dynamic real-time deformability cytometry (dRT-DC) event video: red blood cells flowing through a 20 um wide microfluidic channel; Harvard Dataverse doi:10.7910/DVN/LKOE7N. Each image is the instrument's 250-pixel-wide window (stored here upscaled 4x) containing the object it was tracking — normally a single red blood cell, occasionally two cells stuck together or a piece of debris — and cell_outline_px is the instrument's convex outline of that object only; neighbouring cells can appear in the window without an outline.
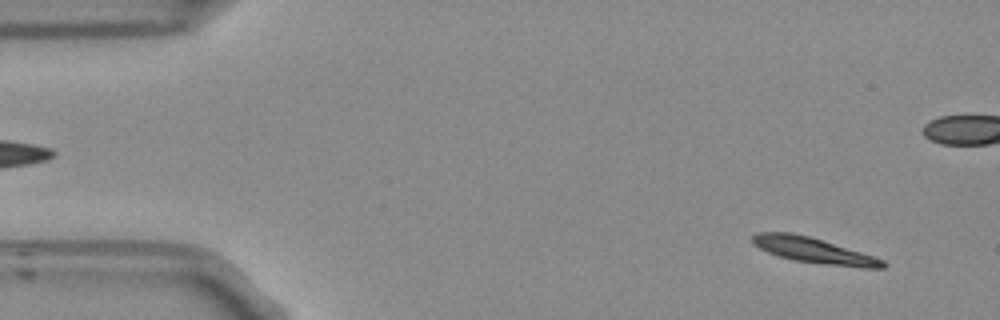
{"species": "Egyptian fruit bat (a non-hibernating species)", "species_latin": "Rousettus aegyptiacus", "temperature_condition": "room temperature", "stored_images_in_passage": 54, "camera_frame_rate_fps": 3000, "um_per_image_px": 0.085, "frame": {"image": 1, "passage_image": 3, "time_ms": 0.667, "image_size_px": [1000, 320], "cell_outline_px": [[888, 264], [884, 268], [864, 268], [792, 260], [768, 252], [752, 244], [752, 236], [756, 232], [792, 232], [808, 236], [860, 252], [884, 260]], "centroid_in_image_um": [69.13, 21.28], "position_along_channel_um": 15.9, "area_um2": 19.02}}
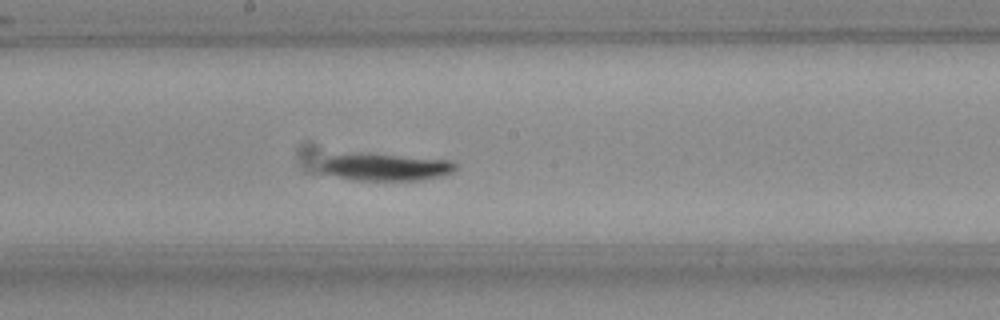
{"frame": {"image": 2, "passage_image": 27, "time_ms": 8.667, "image_size_px": [1000, 320], "cell_outline_px": [[456, 168], [452, 172], [444, 176], [420, 180], [352, 180], [320, 172], [320, 168], [324, 160], [332, 156], [360, 152], [368, 152], [448, 160], [456, 164]], "centroid_in_image_um": [32.76, 14.2], "position_along_channel_um": 215.4, "area_um2": 21.62}}
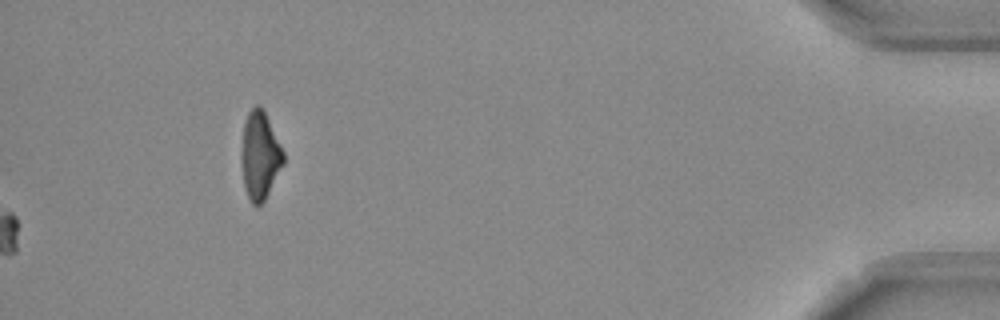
{"frame": {"image": 3, "passage_image": 54, "time_ms": 17.667, "image_size_px": [1000, 320], "cell_outline_px": [[284, 164], [264, 200], [260, 204], [252, 204], [244, 188], [244, 120], [248, 112], [256, 104], [260, 104], [264, 108], [284, 152]], "centroid_in_image_um": [22.15, 13.16], "position_along_channel_um": 413.1, "area_um2": 20.81}, "authors_computed_cell_mechanics": {"area_um2": 19.9699, "velocity_mm_per_s": 3.7133, "shape_relaxation_time_tau1_ms": 3.0402, "shape_relaxation_time_tau2_ms": null, "deformation_change_tau1": 0.1294, "deformation_change_tau2": null}}